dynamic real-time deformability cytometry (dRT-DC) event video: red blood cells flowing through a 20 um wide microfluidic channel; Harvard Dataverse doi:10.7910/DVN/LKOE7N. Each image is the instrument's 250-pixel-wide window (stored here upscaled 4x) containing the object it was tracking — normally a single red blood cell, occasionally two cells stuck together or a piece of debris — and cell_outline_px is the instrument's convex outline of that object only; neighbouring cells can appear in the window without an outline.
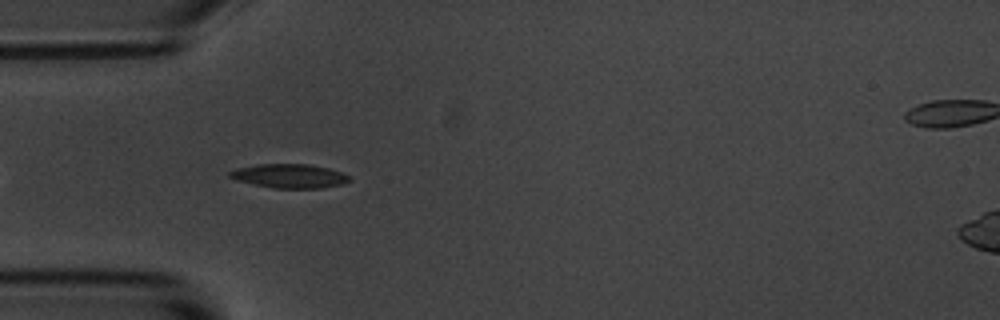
{"species": "common noctule bat (a hibernating species)", "species_latin": "Nyctalus noctula", "temperature_condition": "room temperature", "stored_images_in_passage": 6, "camera_frame_rate_fps": 3000, "um_per_image_px": 0.085, "animal": {"sex": "male", "body_mass_g": 20.1, "forearm_length_mm": 53.5}, "frame": {"image": 1, "passage_image": 5, "time_ms": 4.667, "image_size_px": [1000, 320], "cell_outline_px": [[352, 180], [340, 184], [320, 188], [272, 188], [236, 180], [228, 176], [228, 172], [236, 168], [256, 164], [308, 164], [328, 168], [340, 172], [348, 176]], "centroid_in_image_um": [24.55, 14.95], "position_along_channel_um": 60.4, "area_um2": 16.65}}